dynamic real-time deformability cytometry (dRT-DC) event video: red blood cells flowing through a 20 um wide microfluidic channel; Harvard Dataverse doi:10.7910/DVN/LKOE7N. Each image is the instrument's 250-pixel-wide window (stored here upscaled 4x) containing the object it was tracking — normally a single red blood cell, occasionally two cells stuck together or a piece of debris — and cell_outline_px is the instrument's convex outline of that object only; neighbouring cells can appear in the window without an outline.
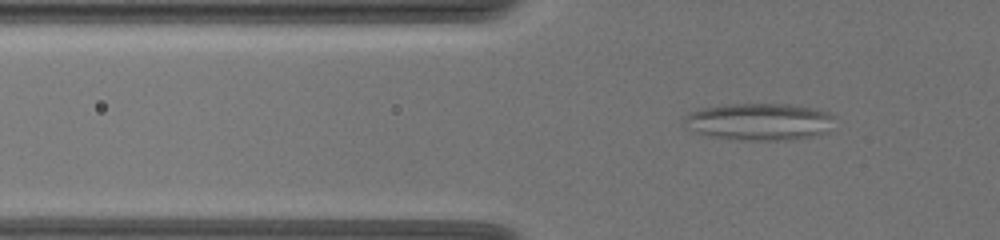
{"species": "common noctule bat (a hibernating species)", "species_latin": "Nyctalus noctula", "temperature_condition": "warm", "stored_images_in_passage": 64, "camera_frame_rate_fps": 3000, "um_per_image_px": 0.085, "animal": {"sex": "female", "body_mass_g": 19.5, "forearm_length_mm": 54.1}, "frame": {"image": 1, "passage_image": 25, "time_ms": 8.0, "image_size_px": [1000, 240], "cell_outline_px": [[832, 116], [824, 132], [816, 136], [792, 140], [744, 140], [704, 136], [680, 124], [684, 116], [688, 112], [700, 108], [728, 104], [788, 104], [816, 108], [828, 112]], "centroid_in_image_um": [64.41, 10.34], "position_along_channel_um": 61.4, "area_um2": 32.71}}
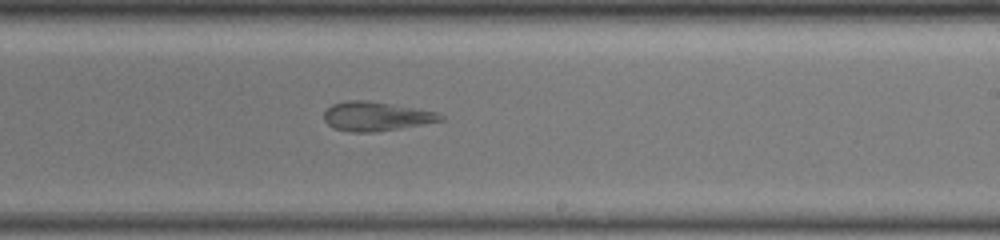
{"frame": {"image": 2, "passage_image": 43, "time_ms": 14.0, "image_size_px": [1000, 240], "cell_outline_px": [[444, 120], [424, 124], [376, 132], [352, 132], [332, 128], [324, 120], [324, 112], [332, 104], [348, 100], [364, 100], [436, 112], [444, 116]], "centroid_in_image_um": [31.93, 9.9], "position_along_channel_um": 257.1, "area_um2": 19.54}}
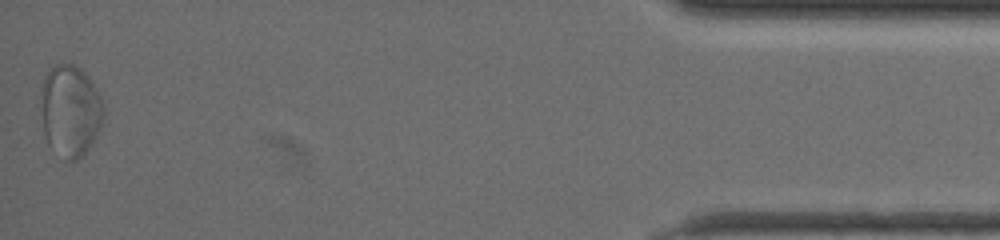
{"frame": {"image": 3, "passage_image": 64, "time_ms": 21.0, "image_size_px": [1000, 240], "cell_outline_px": [[104, 116], [100, 128], [96, 136], [88, 148], [76, 160], [68, 160], [48, 144], [44, 136], [40, 108], [40, 88], [44, 76], [56, 64], [72, 64], [80, 68], [88, 76], [96, 88], [104, 104]], "centroid_in_image_um": [5.95, 9.38], "position_along_channel_um": 429.2, "area_um2": 33.58}}